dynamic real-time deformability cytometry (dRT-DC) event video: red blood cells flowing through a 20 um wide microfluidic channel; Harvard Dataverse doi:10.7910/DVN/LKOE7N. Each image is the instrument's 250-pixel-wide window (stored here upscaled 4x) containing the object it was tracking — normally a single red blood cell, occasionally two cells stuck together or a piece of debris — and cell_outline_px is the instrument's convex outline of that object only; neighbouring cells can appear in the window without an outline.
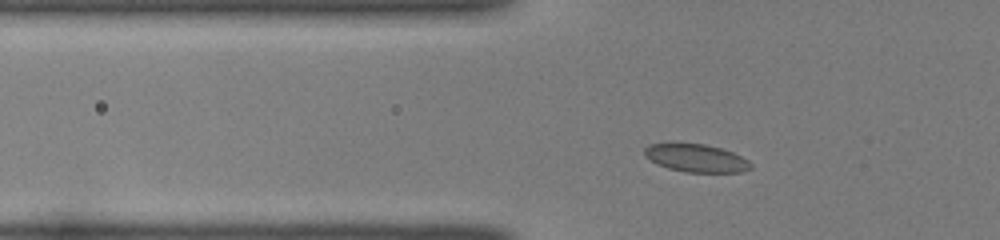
{"species": "common noctule bat (a hibernating species)", "species_latin": "Nyctalus noctula", "temperature_condition": "room temperature", "stored_images_in_passage": 39, "camera_frame_rate_fps": 3000, "um_per_image_px": 0.085, "animal": {"sex": "female", "body_mass_g": 22.0, "forearm_length_mm": 56.7}, "frame": {"image": 1, "passage_image": 7, "time_ms": 2.0, "image_size_px": [1000, 240], "cell_outline_px": [[752, 168], [740, 172], [684, 172], [668, 168], [656, 164], [644, 156], [644, 148], [648, 144], [668, 140], [672, 140], [704, 144], [720, 148], [732, 152], [748, 160], [752, 164]], "centroid_in_image_um": [59.06, 13.38], "position_along_channel_um": 66.7, "area_um2": 18.03}}
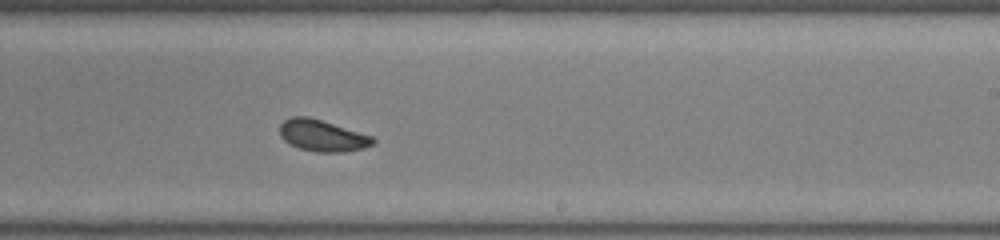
{"frame": {"image": 2, "passage_image": 22, "time_ms": 7.0, "image_size_px": [1000, 240], "cell_outline_px": [[376, 140], [372, 144], [364, 148], [344, 152], [316, 152], [300, 148], [284, 140], [280, 136], [280, 124], [284, 120], [292, 116], [308, 116], [372, 136]], "centroid_in_image_um": [27.38, 11.52], "position_along_channel_um": 261.6, "area_um2": 16.94}}
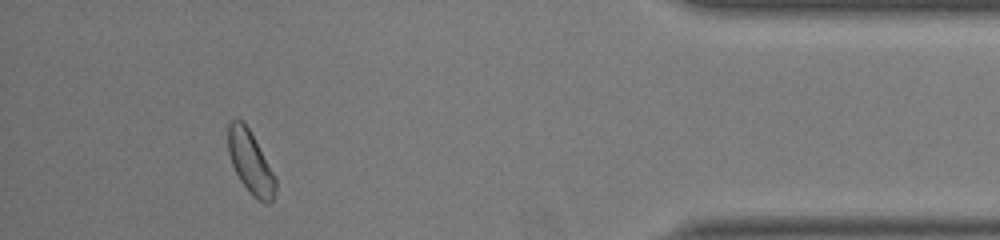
{"frame": {"image": 3, "passage_image": 36, "time_ms": 11.667, "image_size_px": [1000, 240], "cell_outline_px": [[276, 192], [272, 200], [268, 204], [256, 200], [252, 196], [240, 180], [232, 164], [228, 152], [228, 124], [232, 120], [240, 120], [248, 128], [272, 172], [276, 180]], "centroid_in_image_um": [21.28, 13.86], "position_along_channel_um": 413.9, "area_um2": 16.82}, "authors_computed_cell_mechanics": {"area_um2": 17.2822, "velocity_mm_per_s": 4.0498, "shape_relaxation_time_tau1_ms": 2.7406, "shape_relaxation_time_tau2_ms": null, "deformation_change_tau1": 0.0689, "deformation_change_tau2": null}}